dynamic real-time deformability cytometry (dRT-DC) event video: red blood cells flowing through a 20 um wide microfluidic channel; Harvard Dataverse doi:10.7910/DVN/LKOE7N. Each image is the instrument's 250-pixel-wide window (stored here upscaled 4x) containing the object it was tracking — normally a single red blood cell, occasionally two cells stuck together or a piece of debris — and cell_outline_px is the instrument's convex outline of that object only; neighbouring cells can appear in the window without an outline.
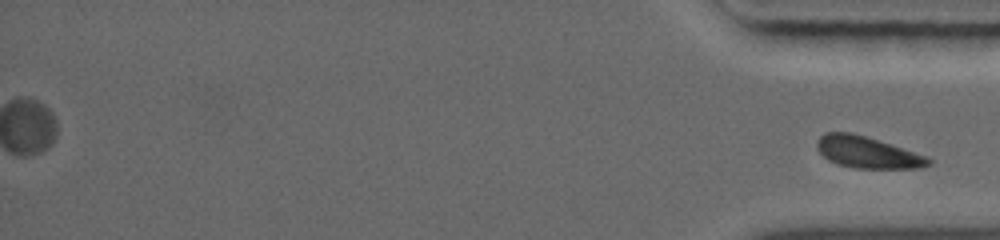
{"species": "common noctule bat (a hibernating species)", "species_latin": "Nyctalus noctula", "temperature_condition": "warm", "stored_images_in_passage": 46, "segment_of_instrument_passage": [2, 2], "camera_frame_rate_fps": 5000, "um_per_image_px": 0.085, "animal": {"sex": "female", "body_mass_g": 19.0, "forearm_length_mm": 56.7}, "frame": {"image": 1, "passage_image": 46, "time_ms": 14.8, "image_size_px": [1000, 240], "cell_outline_px": [[932, 164], [920, 168], [852, 168], [836, 164], [828, 160], [820, 152], [820, 136], [828, 132], [844, 132], [860, 136], [888, 144], [924, 156], [932, 160]], "centroid_in_image_um": [73.73, 12.99], "position_along_channel_um": 361.5, "area_um2": 19.54}}